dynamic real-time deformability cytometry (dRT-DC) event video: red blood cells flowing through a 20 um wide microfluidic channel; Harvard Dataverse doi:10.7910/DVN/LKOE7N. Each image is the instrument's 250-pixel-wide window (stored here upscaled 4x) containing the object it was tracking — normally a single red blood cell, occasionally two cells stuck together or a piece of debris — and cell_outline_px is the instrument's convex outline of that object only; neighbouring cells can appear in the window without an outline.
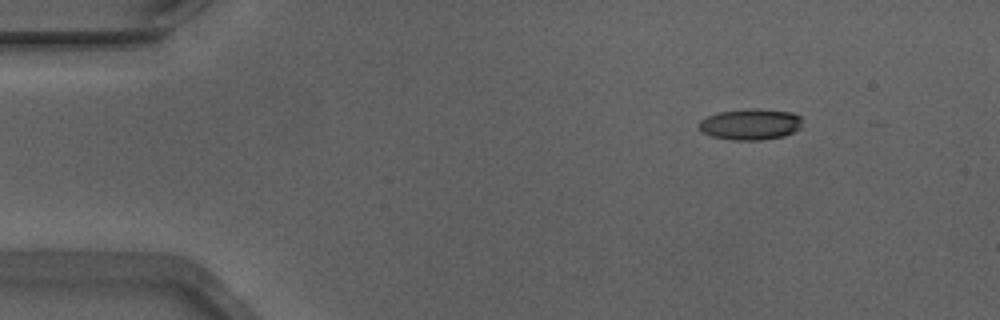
{"species": "Egyptian fruit bat (a non-hibernating species)", "species_latin": "Rousettus aegyptiacus", "temperature_condition": "warm", "stored_images_in_passage": 14, "camera_frame_rate_fps": 3000, "um_per_image_px": 0.085, "animal": {"sex": "male"}, "frame": {"image": 1, "passage_image": 1, "time_ms": 0.0, "image_size_px": [1000, 320], "cell_outline_px": [[800, 128], [784, 136], [760, 140], [732, 140], [712, 136], [704, 132], [696, 124], [700, 120], [708, 116], [720, 112], [748, 108], [760, 108], [792, 112], [800, 116]], "centroid_in_image_um": [63.78, 10.55], "position_along_channel_um": 21.2, "area_um2": 18.73}}
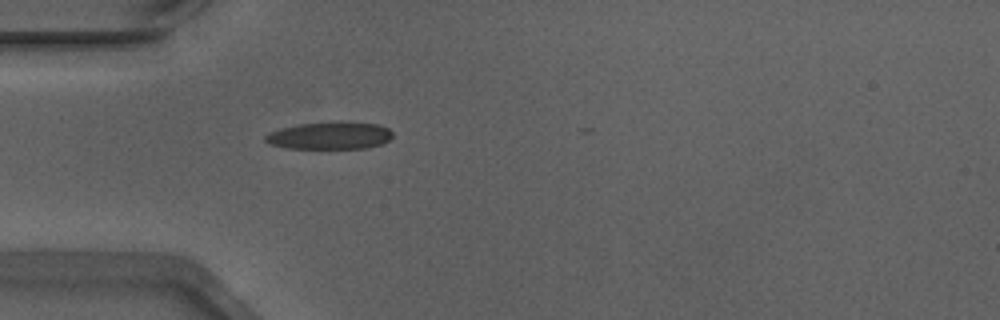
{"frame": {"image": 2, "passage_image": 10, "time_ms": 3.0, "image_size_px": [1000, 320], "cell_outline_px": [[392, 136], [388, 140], [380, 144], [364, 148], [284, 148], [272, 144], [264, 140], [264, 136], [268, 132], [300, 124], [380, 124], [388, 128], [392, 132]], "centroid_in_image_um": [28.0, 11.56], "position_along_channel_um": 57.0, "area_um2": 19.31}}
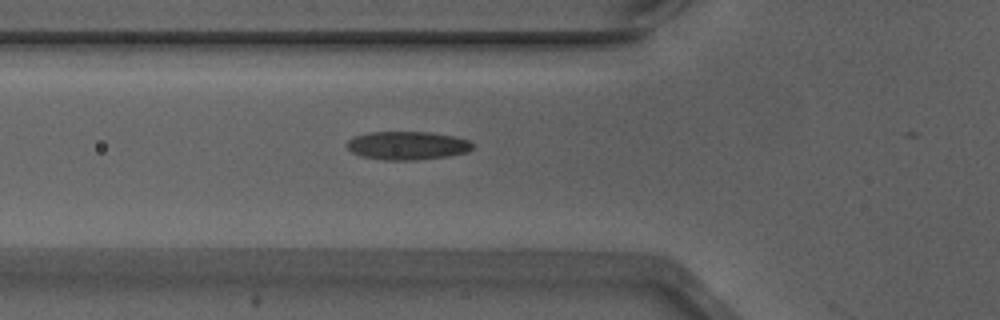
{"frame": {"image": 3, "passage_image": 13, "time_ms": 4.0, "image_size_px": [1000, 320], "cell_outline_px": [[472, 148], [468, 152], [448, 156], [416, 160], [384, 160], [360, 156], [352, 152], [348, 148], [348, 140], [352, 136], [368, 132], [428, 132], [452, 136], [468, 140], [472, 144]], "centroid_in_image_um": [34.59, 12.37], "position_along_channel_um": 91.2, "area_um2": 20.75}}